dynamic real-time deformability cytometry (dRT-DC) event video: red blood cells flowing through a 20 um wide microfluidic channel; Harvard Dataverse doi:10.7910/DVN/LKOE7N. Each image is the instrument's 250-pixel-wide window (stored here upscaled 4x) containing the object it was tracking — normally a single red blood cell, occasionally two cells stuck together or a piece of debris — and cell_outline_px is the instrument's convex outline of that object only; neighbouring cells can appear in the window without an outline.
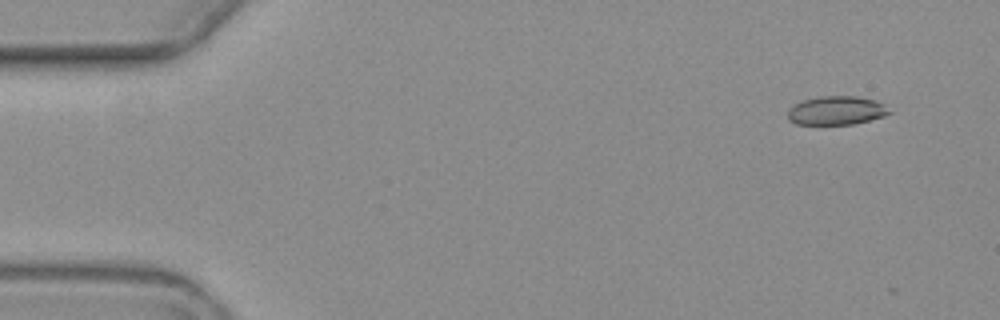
{"species": "common noctule bat (a hibernating species)", "species_latin": "Nyctalus noctula", "temperature_condition": "warm", "stored_images_in_passage": 4, "camera_frame_rate_fps": 3000, "um_per_image_px": 0.085, "animal": {"sex": "female", "body_mass_g": 19.3, "forearm_length_mm": 54.1}, "frame": {"image": 1, "passage_image": 1, "time_ms": 0.0, "image_size_px": [1000, 320], "cell_outline_px": [[892, 112], [884, 116], [852, 124], [796, 124], [788, 120], [788, 108], [792, 104], [804, 100], [820, 96], [856, 96], [872, 100], [884, 104]], "centroid_in_image_um": [71.05, 9.39], "position_along_channel_um": 13.9, "area_um2": 16.94}}